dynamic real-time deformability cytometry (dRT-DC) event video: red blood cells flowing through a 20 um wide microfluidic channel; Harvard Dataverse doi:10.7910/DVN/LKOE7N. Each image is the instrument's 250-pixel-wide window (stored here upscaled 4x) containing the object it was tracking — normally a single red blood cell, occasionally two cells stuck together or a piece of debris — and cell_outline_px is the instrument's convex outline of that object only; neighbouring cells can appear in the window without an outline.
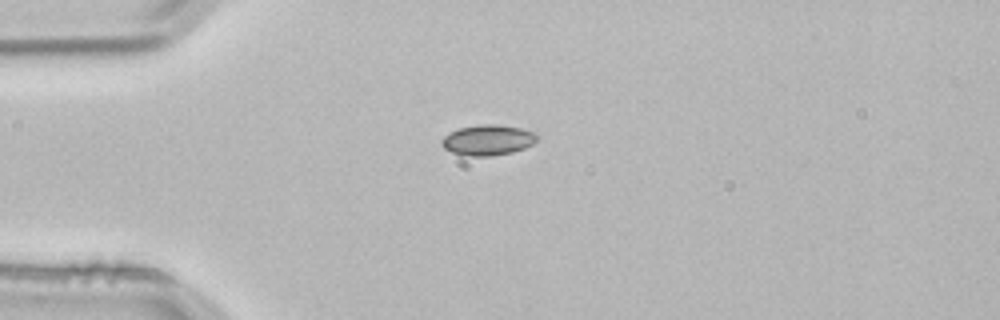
{"species": "common noctule bat (a hibernating species)", "species_latin": "Nyctalus noctula", "temperature_condition": "room temperature", "stored_images_in_passage": 3, "camera_frame_rate_fps": 3000, "um_per_image_px": 0.085, "animal": {"sex": "male", "body_mass_g": 21.5, "forearm_length_mm": 52.0}, "frame": {"image": 1, "passage_image": 3, "time_ms": 0.667, "image_size_px": [1000, 320], "cell_outline_px": [[540, 136], [532, 144], [524, 148], [512, 152], [492, 156], [464, 156], [452, 152], [444, 148], [440, 144], [440, 140], [448, 132], [460, 128], [480, 124], [496, 124], [520, 128], [536, 132]], "centroid_in_image_um": [41.45, 11.9], "position_along_channel_um": 43.5, "area_um2": 17.17}}